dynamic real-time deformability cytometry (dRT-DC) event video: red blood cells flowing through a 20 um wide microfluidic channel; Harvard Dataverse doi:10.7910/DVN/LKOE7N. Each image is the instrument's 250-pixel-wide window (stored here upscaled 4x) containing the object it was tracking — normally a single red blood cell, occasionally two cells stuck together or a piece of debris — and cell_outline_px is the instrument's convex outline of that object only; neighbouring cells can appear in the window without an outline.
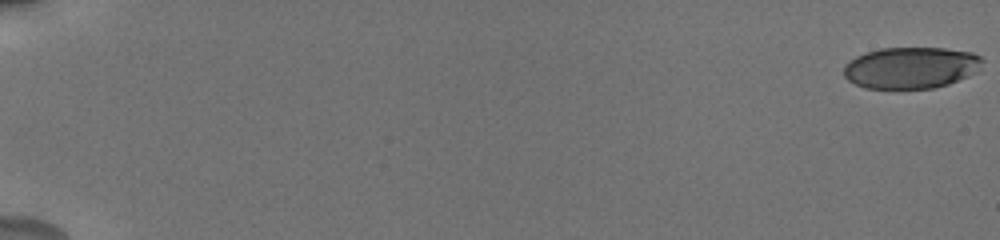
{"species": "human", "species_latin": "Homo sapiens", "temperature_condition": "cold", "stored_images_in_passage": 32, "camera_frame_rate_fps": 3000, "um_per_image_px": 0.085, "donor": {"sex": "male"}, "frame": {"image": 1, "passage_image": 1, "time_ms": 0.0, "image_size_px": [1000, 240], "cell_outline_px": [[984, 60], [968, 76], [948, 84], [932, 88], [864, 88], [848, 80], [844, 76], [844, 64], [856, 56], [880, 48], [944, 48], [972, 52], [980, 56]], "centroid_in_image_um": [77.39, 5.75], "position_along_channel_um": 7.6, "area_um2": 33.23}}
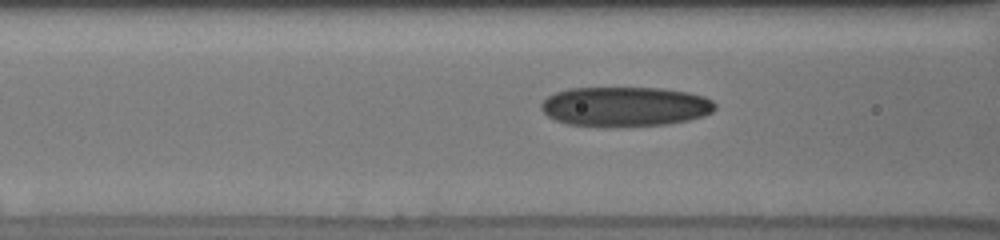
{"frame": {"image": 2, "passage_image": 25, "time_ms": 8.333, "image_size_px": [1000, 240], "cell_outline_px": [[716, 108], [712, 112], [704, 116], [688, 120], [664, 124], [604, 128], [568, 124], [556, 120], [548, 116], [540, 108], [540, 104], [548, 96], [556, 92], [568, 88], [664, 88], [688, 92], [704, 96], [712, 100], [716, 104]], "centroid_in_image_um": [53.12, 9.07], "position_along_channel_um": 113.5, "area_um2": 40.69}}
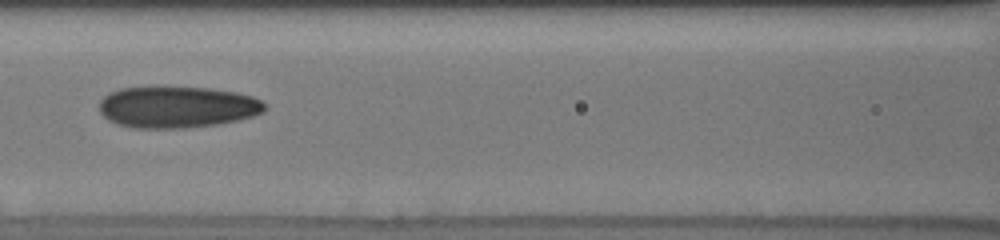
{"frame": {"image": 3, "passage_image": 30, "time_ms": 9.333, "image_size_px": [1000, 240], "cell_outline_px": [[268, 104], [264, 112], [240, 120], [216, 124], [184, 128], [132, 128], [116, 124], [108, 120], [100, 112], [100, 100], [108, 92], [120, 88], [208, 88], [236, 92], [252, 96]], "centroid_in_image_um": [15.07, 9.11], "position_along_channel_um": 151.5, "area_um2": 40.0}}